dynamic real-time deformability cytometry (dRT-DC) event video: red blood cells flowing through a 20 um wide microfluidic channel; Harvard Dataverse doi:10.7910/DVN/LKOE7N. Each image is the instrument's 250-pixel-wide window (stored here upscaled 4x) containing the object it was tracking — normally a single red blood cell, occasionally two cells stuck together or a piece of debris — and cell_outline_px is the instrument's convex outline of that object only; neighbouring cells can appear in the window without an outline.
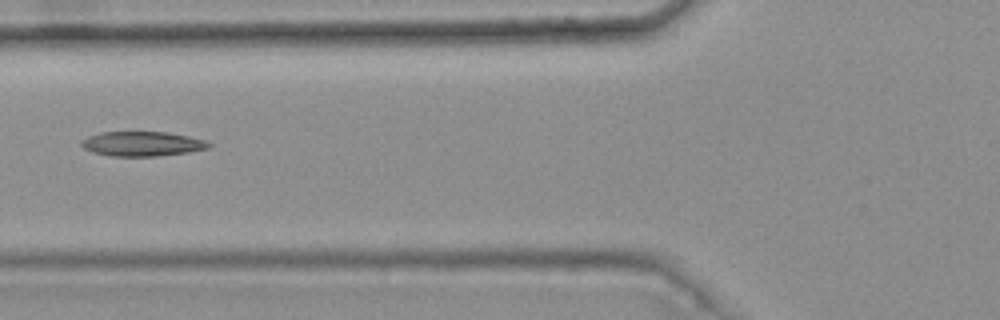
{"species": "common noctule bat (a hibernating species)", "species_latin": "Nyctalus noctula", "temperature_condition": "warm", "stored_images_in_passage": 7, "camera_frame_rate_fps": 3000, "um_per_image_px": 0.085, "animal": {"sex": "female", "body_mass_g": 25.1}, "frame": {"image": 1, "passage_image": 7, "time_ms": 2.0, "image_size_px": [1000, 320], "cell_outline_px": [[212, 144], [208, 148], [188, 152], [156, 156], [112, 156], [92, 152], [84, 148], [80, 144], [80, 140], [88, 136], [100, 132], [168, 132], [188, 136], [204, 140]], "centroid_in_image_um": [12.05, 12.22], "position_along_channel_um": 113.7, "area_um2": 18.26}}